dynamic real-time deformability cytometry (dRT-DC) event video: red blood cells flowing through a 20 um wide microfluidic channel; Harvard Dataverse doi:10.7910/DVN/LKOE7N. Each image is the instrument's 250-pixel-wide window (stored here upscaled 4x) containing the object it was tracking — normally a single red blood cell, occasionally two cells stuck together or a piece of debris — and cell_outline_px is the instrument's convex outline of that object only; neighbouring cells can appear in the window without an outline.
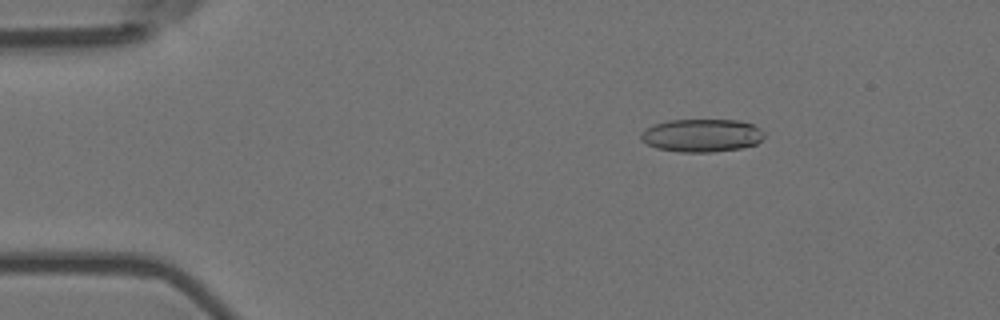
{"species": "Egyptian fruit bat (a non-hibernating species)", "species_latin": "Rousettus aegyptiacus", "temperature_condition": "room temperature", "stored_images_in_passage": 5, "camera_frame_rate_fps": 3000, "um_per_image_px": 0.085, "animal": {"sex": "female"}, "frame": {"image": 1, "passage_image": 3, "time_ms": 0.667, "image_size_px": [1000, 320], "cell_outline_px": [[764, 136], [756, 144], [740, 148], [712, 152], [680, 152], [656, 148], [640, 140], [640, 132], [656, 124], [668, 120], [736, 120], [752, 124], [760, 128], [764, 132]], "centroid_in_image_um": [59.64, 11.51], "position_along_channel_um": 25.4, "area_um2": 23.64}}